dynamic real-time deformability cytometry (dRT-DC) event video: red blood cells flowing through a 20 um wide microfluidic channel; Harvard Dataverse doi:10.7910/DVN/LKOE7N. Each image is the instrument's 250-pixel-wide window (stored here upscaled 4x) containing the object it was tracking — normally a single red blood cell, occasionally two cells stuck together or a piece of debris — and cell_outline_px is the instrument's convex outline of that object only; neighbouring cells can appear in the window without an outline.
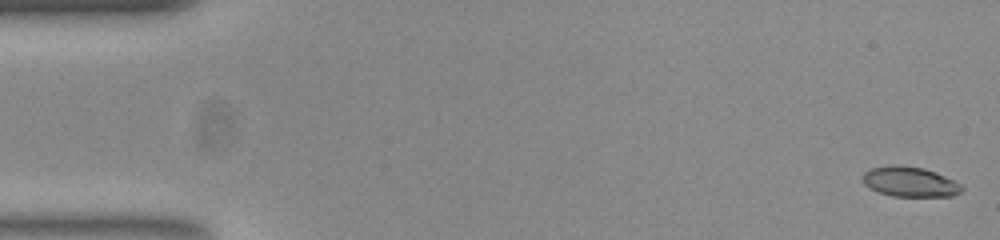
{"species": "common noctule bat (a hibernating species)", "species_latin": "Nyctalus noctula", "temperature_condition": "room temperature", "stored_images_in_passage": 52, "camera_frame_rate_fps": 3000, "um_per_image_px": 0.085, "animal": {"sex": "female", "body_mass_g": 23.0, "forearm_length_mm": 53.4}, "frame": {"image": 1, "passage_image": 1, "time_ms": 0.0, "image_size_px": [1000, 240], "cell_outline_px": [[964, 188], [960, 192], [952, 196], [892, 196], [868, 188], [860, 180], [860, 176], [864, 172], [872, 168], [888, 164], [900, 164], [924, 168], [936, 172], [960, 184]], "centroid_in_image_um": [77.27, 15.43], "position_along_channel_um": 7.7, "area_um2": 17.57}}
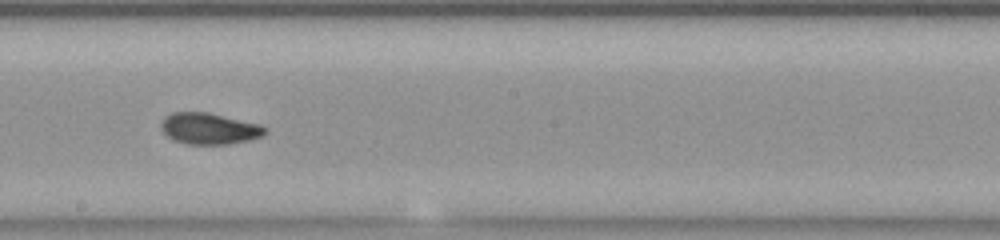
{"frame": {"image": 2, "passage_image": 29, "time_ms": 9.333, "image_size_px": [1000, 240], "cell_outline_px": [[264, 132], [260, 136], [248, 140], [228, 144], [188, 144], [172, 140], [160, 128], [160, 124], [164, 116], [172, 112], [208, 112], [260, 124], [264, 128]], "centroid_in_image_um": [17.71, 10.92], "position_along_channel_um": 230.5, "area_um2": 18.84}}
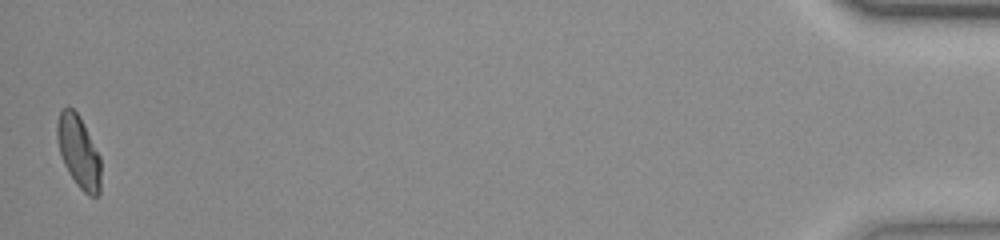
{"frame": {"image": 3, "passage_image": 52, "time_ms": 17.0, "image_size_px": [1000, 240], "cell_outline_px": [[100, 192], [96, 196], [88, 196], [76, 184], [68, 172], [64, 164], [60, 152], [56, 136], [56, 124], [60, 112], [64, 108], [72, 108], [80, 116], [100, 156]], "centroid_in_image_um": [6.68, 12.91], "position_along_channel_um": 428.5, "area_um2": 18.32}, "authors_computed_cell_mechanics": {"area_um2": 18.3515, "velocity_mm_per_s": 3.8745, "shape_relaxation_time_tau1_ms": 4.0973, "shape_relaxation_time_tau2_ms": 1.452, "deformation_change_tau1": 0.1548, "deformation_change_tau2": 0.068}}